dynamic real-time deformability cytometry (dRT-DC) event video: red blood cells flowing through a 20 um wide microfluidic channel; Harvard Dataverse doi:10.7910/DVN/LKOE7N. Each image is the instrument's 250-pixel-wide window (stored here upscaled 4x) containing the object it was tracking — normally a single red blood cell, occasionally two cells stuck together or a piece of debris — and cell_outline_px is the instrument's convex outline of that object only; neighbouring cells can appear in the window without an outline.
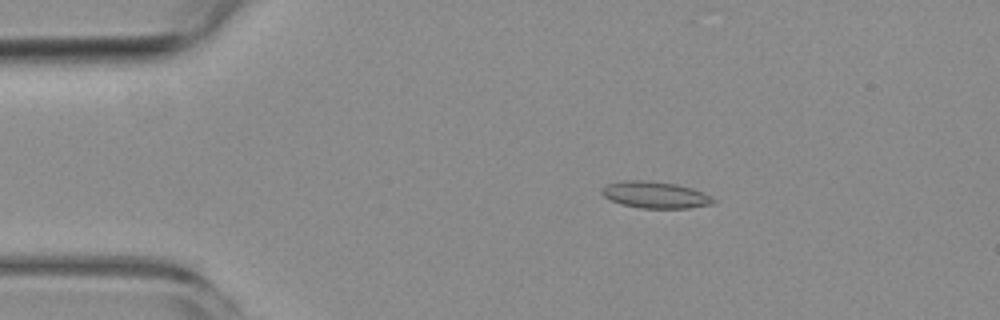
{"species": "common noctule bat (a hibernating species)", "species_latin": "Nyctalus noctula", "temperature_condition": "room temperature", "stored_images_in_passage": 4, "camera_frame_rate_fps": 3000, "um_per_image_px": 0.085, "animal": {"sex": "female", "body_mass_g": 19.3, "forearm_length_mm": 54.1}, "frame": {"image": 1, "passage_image": 3, "time_ms": 2.333, "image_size_px": [1000, 320], "cell_outline_px": [[716, 200], [712, 204], [688, 208], [640, 208], [620, 204], [604, 196], [600, 192], [600, 188], [608, 184], [624, 180], [644, 180], [676, 184], [692, 188], [704, 192], [712, 196]], "centroid_in_image_um": [55.7, 16.56], "position_along_channel_um": 29.3, "area_um2": 17.4}}